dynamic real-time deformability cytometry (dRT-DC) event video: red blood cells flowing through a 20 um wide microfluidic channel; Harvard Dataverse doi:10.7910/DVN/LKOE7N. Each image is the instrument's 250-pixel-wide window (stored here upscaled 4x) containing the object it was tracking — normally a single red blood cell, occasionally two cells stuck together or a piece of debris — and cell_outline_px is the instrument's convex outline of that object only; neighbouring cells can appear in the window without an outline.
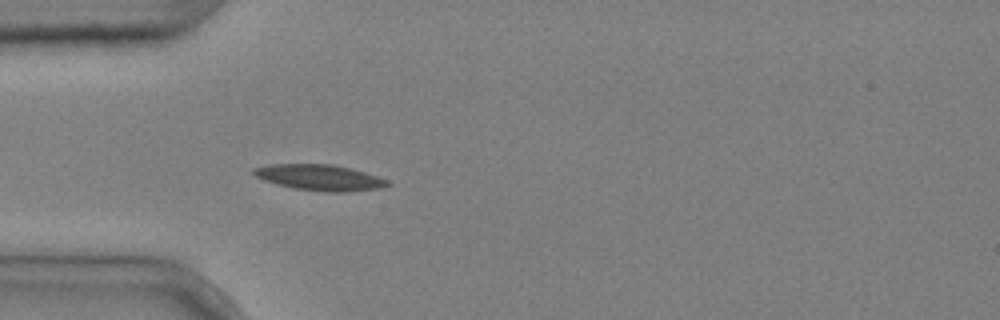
{"species": "common noctule bat (a hibernating species)", "species_latin": "Nyctalus noctula", "temperature_condition": "cold", "stored_images_in_passage": 4, "camera_frame_rate_fps": 3000, "um_per_image_px": 0.085, "animal": {"sex": "male", "body_mass_g": 20.4}, "frame": {"image": 1, "passage_image": 4, "time_ms": 1.0, "image_size_px": [1000, 320], "cell_outline_px": [[392, 184], [380, 188], [344, 192], [328, 192], [292, 188], [276, 184], [264, 180], [256, 176], [252, 172], [252, 168], [268, 164], [332, 164], [364, 172], [388, 180]], "centroid_in_image_um": [27.14, 15.09], "position_along_channel_um": 57.9, "area_um2": 20.11}}